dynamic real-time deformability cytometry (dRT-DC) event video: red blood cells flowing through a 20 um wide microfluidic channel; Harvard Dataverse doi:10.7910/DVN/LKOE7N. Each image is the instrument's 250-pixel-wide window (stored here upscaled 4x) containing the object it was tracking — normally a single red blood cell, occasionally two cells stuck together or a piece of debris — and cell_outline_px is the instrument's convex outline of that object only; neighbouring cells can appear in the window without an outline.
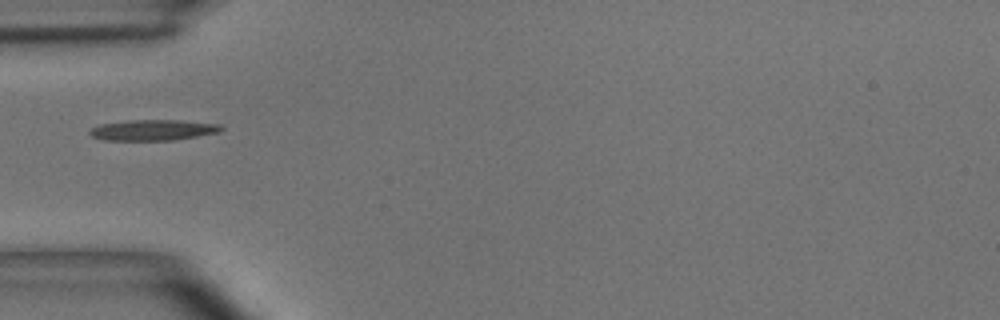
{"species": "common noctule bat (a hibernating species)", "species_latin": "Nyctalus noctula", "temperature_condition": "room temperature", "stored_images_in_passage": 35, "camera_frame_rate_fps": 3000, "um_per_image_px": 0.085, "animal": {"sex": "male", "body_mass_g": 15.6}, "frame": {"image": 1, "passage_image": 1, "time_ms": 0.0, "image_size_px": [1000, 320], "cell_outline_px": [[224, 128], [220, 132], [172, 140], [104, 140], [92, 136], [88, 132], [92, 128], [100, 124], [128, 120], [180, 120], [220, 124]], "centroid_in_image_um": [13.02, 11.05], "position_along_channel_um": 72.0, "area_um2": 15.84}}
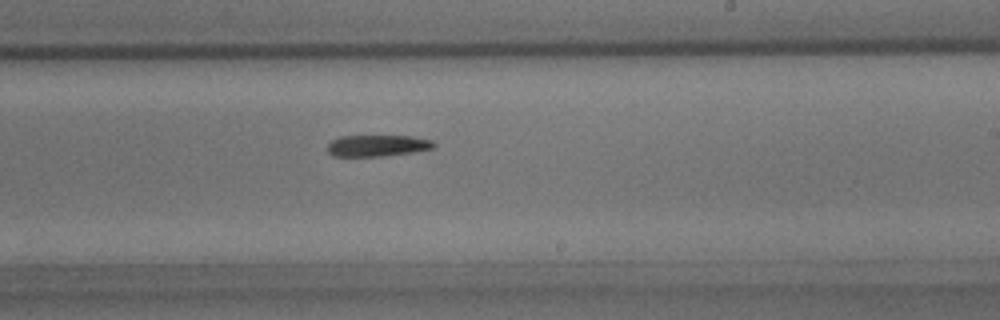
{"frame": {"image": 2, "passage_image": 15, "time_ms": 4.667, "image_size_px": [1000, 320], "cell_outline_px": [[436, 148], [412, 152], [380, 156], [332, 156], [328, 152], [328, 144], [332, 140], [340, 136], [412, 136], [432, 140], [436, 144]], "centroid_in_image_um": [32.1, 12.37], "position_along_channel_um": 256.9, "area_um2": 13.29}}
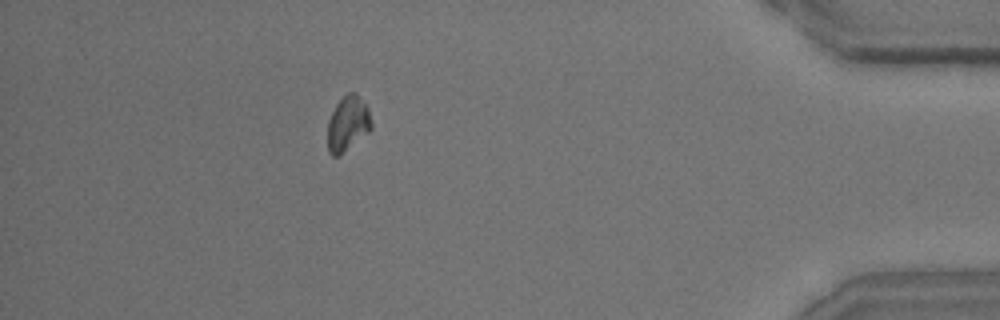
{"frame": {"image": 3, "passage_image": 30, "time_ms": 9.667, "image_size_px": [1000, 320], "cell_outline_px": [[372, 128], [368, 132], [340, 156], [332, 156], [328, 152], [328, 120], [336, 104], [348, 92], [356, 92], [368, 108], [372, 124]], "centroid_in_image_um": [29.56, 10.52], "position_along_channel_um": 405.6, "area_um2": 14.05}}